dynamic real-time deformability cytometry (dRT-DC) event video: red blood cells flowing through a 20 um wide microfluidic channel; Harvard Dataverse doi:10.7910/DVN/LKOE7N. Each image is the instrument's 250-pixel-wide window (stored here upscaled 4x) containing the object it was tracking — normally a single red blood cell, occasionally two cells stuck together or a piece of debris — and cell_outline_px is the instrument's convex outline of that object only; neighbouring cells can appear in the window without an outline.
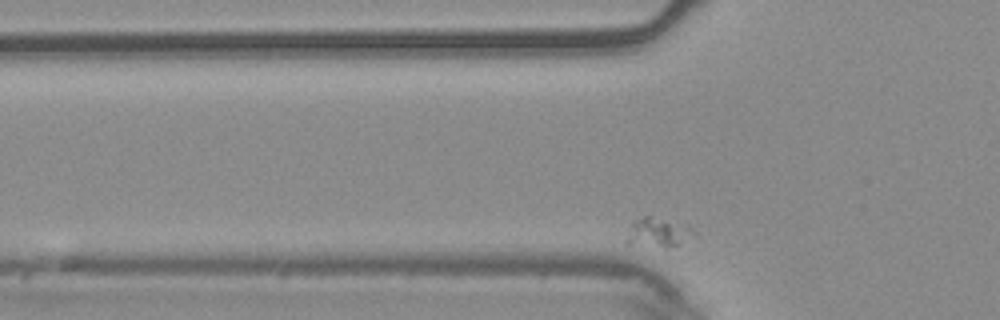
{"species": "common noctule bat (a hibernating species)", "species_latin": "Nyctalus noctula", "temperature_condition": "warm", "stored_images_in_passage": 54, "camera_frame_rate_fps": 3000, "um_per_image_px": 0.085, "animal": {"sex": "male", "body_mass_g": 20.4}, "frame": {"image": 1, "passage_image": 10, "time_ms": 3.0, "image_size_px": [1000, 320], "cell_outline_px": [[696, 232], [680, 244], [672, 248], [664, 248], [628, 244], [624, 240], [632, 224], [636, 220], [644, 216], [648, 216], [688, 228]], "centroid_in_image_um": [55.83, 19.84], "position_along_channel_um": 70.0, "area_um2": 10.92}}
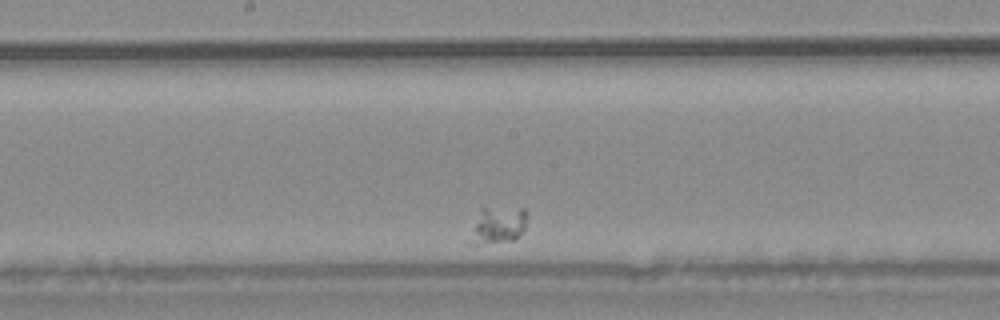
{"frame": {"image": 2, "passage_image": 24, "time_ms": 7.667, "image_size_px": [1000, 320], "cell_outline_px": [[528, 216], [524, 232], [516, 240], [476, 244], [476, 224], [480, 208], [524, 208], [528, 212]], "centroid_in_image_um": [42.53, 19.09], "position_along_channel_um": 205.7, "area_um2": 11.62}}
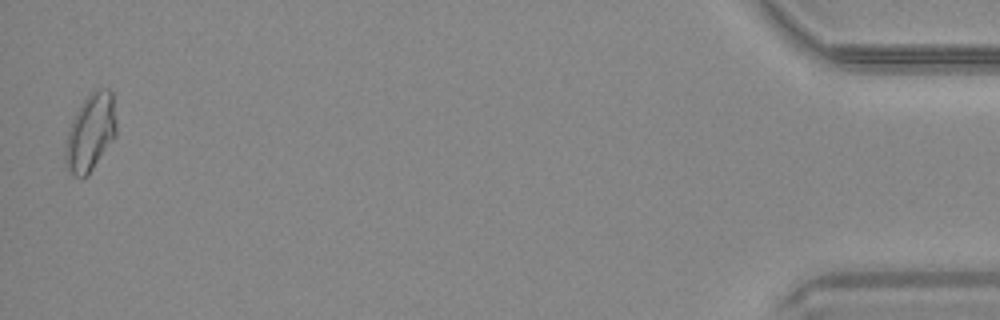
{"frame": {"image": 3, "passage_image": 53, "time_ms": 17.333, "image_size_px": [1000, 320], "cell_outline_px": [[116, 136], [92, 168], [84, 176], [72, 176], [64, 160], [64, 144], [72, 120], [76, 112], [84, 100], [92, 92], [100, 88], [108, 88], [112, 92], [116, 120]], "centroid_in_image_um": [7.68, 11.24], "position_along_channel_um": 427.5, "area_um2": 22.66}}